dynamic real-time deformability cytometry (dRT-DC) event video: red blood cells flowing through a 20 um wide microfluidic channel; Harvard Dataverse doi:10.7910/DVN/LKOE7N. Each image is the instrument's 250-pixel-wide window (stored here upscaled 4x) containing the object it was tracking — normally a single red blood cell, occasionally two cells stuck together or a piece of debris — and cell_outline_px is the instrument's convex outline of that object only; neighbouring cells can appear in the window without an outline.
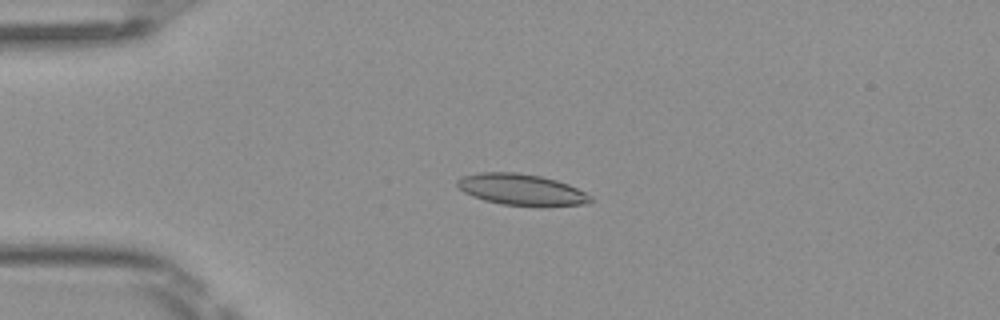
{"species": "Egyptian fruit bat (a non-hibernating species)", "species_latin": "Rousettus aegyptiacus", "temperature_condition": "room temperature", "stored_images_in_passage": 50, "camera_frame_rate_fps": 3000, "um_per_image_px": 0.085, "frame": {"image": 1, "passage_image": 12, "time_ms": 3.667, "image_size_px": [1000, 320], "cell_outline_px": [[592, 200], [588, 204], [540, 208], [500, 204], [484, 200], [472, 196], [464, 192], [456, 184], [456, 180], [460, 176], [480, 172], [516, 172], [540, 176], [556, 180], [568, 184], [592, 196]], "centroid_in_image_um": [44.34, 16.14], "position_along_channel_um": 40.7, "area_um2": 24.91}}
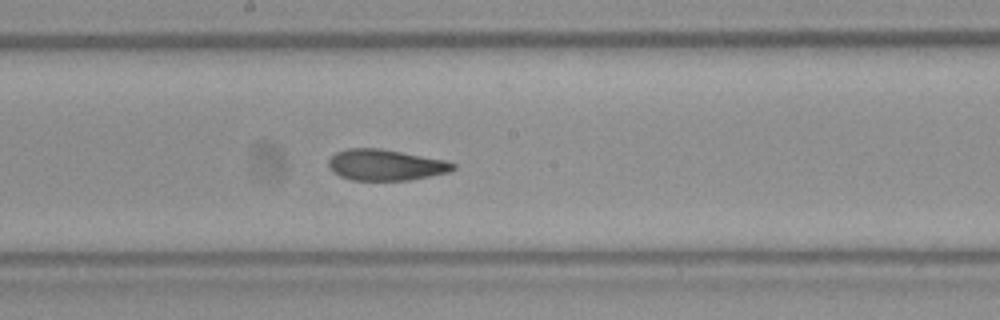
{"frame": {"image": 2, "passage_image": 27, "time_ms": 8.667, "image_size_px": [1000, 320], "cell_outline_px": [[456, 168], [448, 172], [408, 180], [352, 180], [340, 176], [332, 172], [328, 164], [328, 160], [336, 152], [348, 148], [380, 148], [444, 160], [456, 164]], "centroid_in_image_um": [32.74, 14.02], "position_along_channel_um": 215.5, "area_um2": 22.37}}
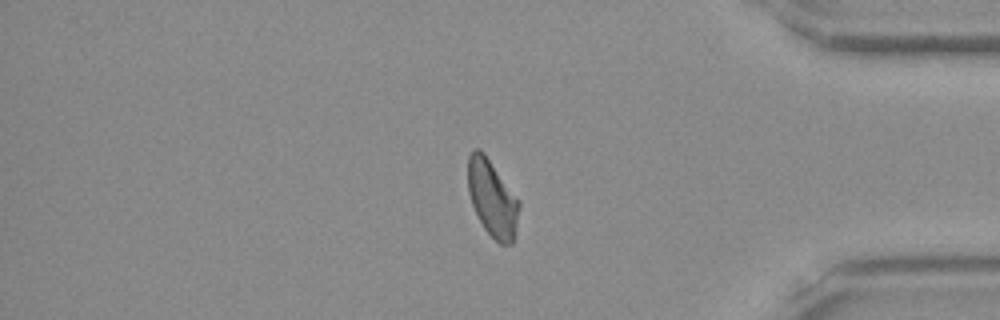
{"frame": {"image": 3, "passage_image": 42, "time_ms": 13.667, "image_size_px": [1000, 320], "cell_outline_px": [[520, 208], [512, 244], [500, 244], [484, 228], [472, 204], [468, 192], [468, 156], [472, 148], [480, 148], [484, 152], [520, 200]], "centroid_in_image_um": [41.84, 16.81], "position_along_channel_um": 393.4, "area_um2": 22.89}, "authors_computed_cell_mechanics": {"area_um2": 23.2645, "velocity_mm_per_s": 4.0606, "shape_relaxation_time_tau1_ms": 8.7887, "shape_relaxation_time_tau2_ms": 1.9231, "deformation_change_tau1": 0.2293, "deformation_change_tau2": 0.0838}}